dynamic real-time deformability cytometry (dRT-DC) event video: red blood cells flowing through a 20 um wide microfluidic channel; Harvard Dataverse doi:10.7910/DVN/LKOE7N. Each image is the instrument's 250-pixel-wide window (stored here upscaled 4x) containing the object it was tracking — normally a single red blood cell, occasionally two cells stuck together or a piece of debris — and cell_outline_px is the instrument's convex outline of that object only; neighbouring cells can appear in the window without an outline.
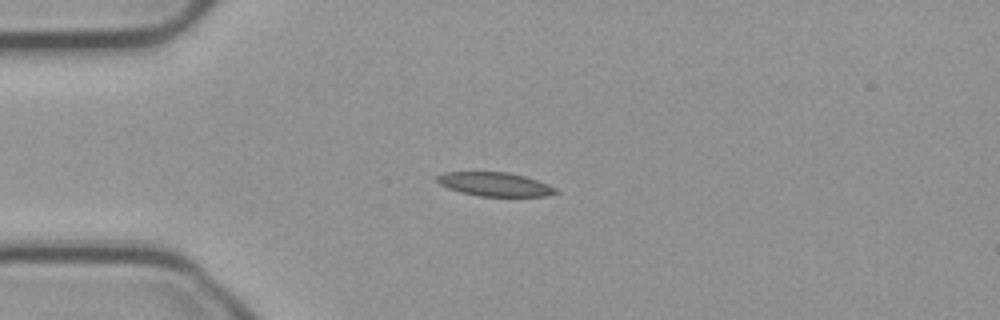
{"species": "common noctule bat (a hibernating species)", "species_latin": "Nyctalus noctula", "temperature_condition": "cold", "stored_images_in_passage": 42, "camera_frame_rate_fps": 3000, "um_per_image_px": 0.085, "animal": {"sex": "male", "body_mass_g": 23.1, "forearm_length_mm": 52.7}, "frame": {"image": 1, "passage_image": 1, "time_ms": 0.0, "image_size_px": [1000, 320], "cell_outline_px": [[560, 192], [544, 196], [476, 196], [460, 192], [448, 188], [440, 184], [436, 180], [436, 176], [444, 172], [508, 172], [524, 176], [548, 184], [556, 188]], "centroid_in_image_um": [42.05, 15.66], "position_along_channel_um": 43.0, "area_um2": 16.47}}
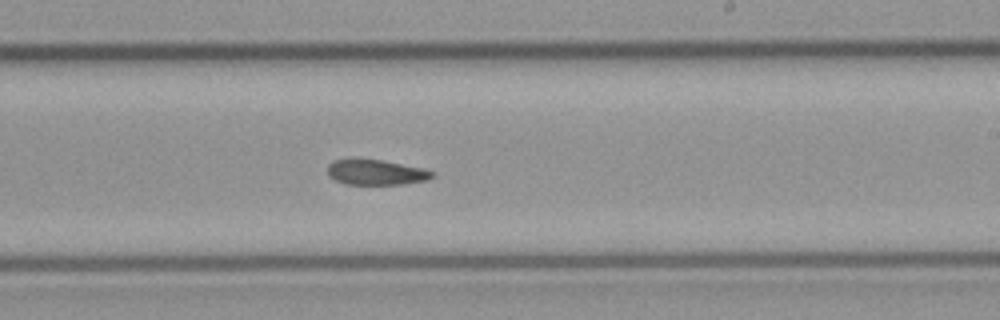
{"frame": {"image": 2, "passage_image": 20, "time_ms": 6.333, "image_size_px": [1000, 320], "cell_outline_px": [[436, 176], [428, 180], [400, 184], [344, 184], [328, 176], [328, 164], [332, 160], [352, 156], [356, 156], [380, 160], [424, 168], [436, 172]], "centroid_in_image_um": [31.92, 14.6], "position_along_channel_um": 257.1, "area_um2": 16.07}}
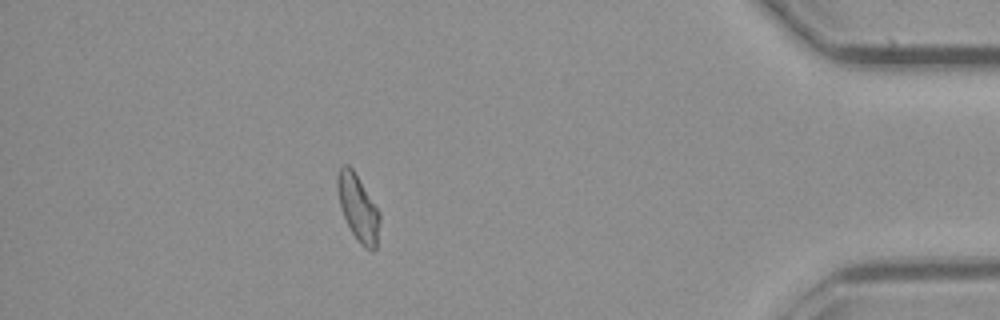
{"frame": {"image": 3, "passage_image": 36, "time_ms": 11.667, "image_size_px": [1000, 320], "cell_outline_px": [[380, 220], [376, 248], [372, 252], [364, 248], [356, 240], [340, 208], [336, 188], [336, 176], [340, 168], [344, 164], [348, 164], [352, 168], [380, 212]], "centroid_in_image_um": [30.42, 17.68], "position_along_channel_um": 404.8, "area_um2": 16.42}, "authors_computed_cell_mechanics": {"area_um2": 16.5308, "velocity_mm_per_s": 3.714, "shape_relaxation_time_tau1_ms": null, "shape_relaxation_time_tau2_ms": 4.0009, "deformation_change_tau1": null, "deformation_change_tau2": 0.0831}}